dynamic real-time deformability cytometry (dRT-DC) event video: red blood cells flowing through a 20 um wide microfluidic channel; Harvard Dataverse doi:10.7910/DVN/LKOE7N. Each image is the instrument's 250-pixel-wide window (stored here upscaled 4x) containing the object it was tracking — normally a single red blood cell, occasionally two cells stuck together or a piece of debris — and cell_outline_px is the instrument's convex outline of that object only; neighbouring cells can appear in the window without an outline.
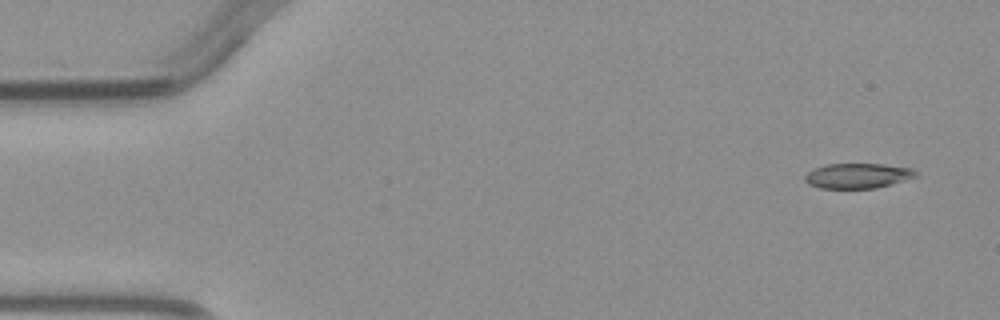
{"species": "common noctule bat (a hibernating species)", "species_latin": "Nyctalus noctula", "temperature_condition": "warm", "stored_images_in_passage": 3, "camera_frame_rate_fps": 3000, "um_per_image_px": 0.085, "animal": {"sex": "male", "body_mass_g": 23.1, "forearm_length_mm": 52.7}, "frame": {"image": 1, "passage_image": 1, "time_ms": 0.0, "image_size_px": [1000, 320], "cell_outline_px": [[916, 176], [876, 188], [820, 188], [808, 184], [804, 180], [804, 176], [808, 172], [824, 164], [884, 164], [912, 168], [916, 172]], "centroid_in_image_um": [72.86, 14.93], "position_along_channel_um": 12.1, "area_um2": 16.01}}